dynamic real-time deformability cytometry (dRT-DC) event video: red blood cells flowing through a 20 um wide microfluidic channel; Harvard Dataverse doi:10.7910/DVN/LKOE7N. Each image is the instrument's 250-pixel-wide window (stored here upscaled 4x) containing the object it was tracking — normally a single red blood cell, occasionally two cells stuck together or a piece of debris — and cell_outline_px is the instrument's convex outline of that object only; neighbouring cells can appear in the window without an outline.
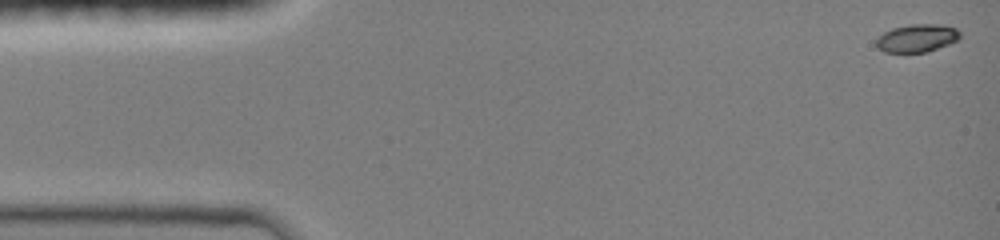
{"species": "common noctule bat (a hibernating species)", "species_latin": "Nyctalus noctula", "temperature_condition": "room temperature", "stored_images_in_passage": 5, "camera_frame_rate_fps": 3000, "um_per_image_px": 0.085, "animal": {"sex": "female", "body_mass_g": 19.0, "forearm_length_mm": 51.5}, "frame": {"image": 1, "passage_image": 1, "time_ms": 0.0, "image_size_px": [1000, 240], "cell_outline_px": [[960, 36], [956, 40], [948, 44], [924, 52], [884, 52], [876, 48], [876, 40], [884, 32], [892, 28], [912, 24], [940, 24], [956, 28], [960, 32]], "centroid_in_image_um": [77.91, 3.23], "position_along_channel_um": 7.1, "area_um2": 13.47}}
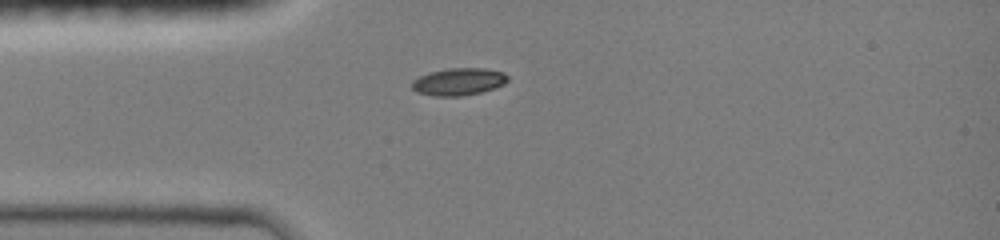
{"frame": {"image": 2, "passage_image": 5, "time_ms": 3.667, "image_size_px": [1000, 240], "cell_outline_px": [[508, 80], [504, 84], [480, 92], [460, 96], [436, 96], [416, 92], [412, 88], [412, 80], [428, 72], [448, 68], [484, 68], [504, 72], [508, 76]], "centroid_in_image_um": [38.97, 6.93], "position_along_channel_um": 46.0, "area_um2": 15.2}}